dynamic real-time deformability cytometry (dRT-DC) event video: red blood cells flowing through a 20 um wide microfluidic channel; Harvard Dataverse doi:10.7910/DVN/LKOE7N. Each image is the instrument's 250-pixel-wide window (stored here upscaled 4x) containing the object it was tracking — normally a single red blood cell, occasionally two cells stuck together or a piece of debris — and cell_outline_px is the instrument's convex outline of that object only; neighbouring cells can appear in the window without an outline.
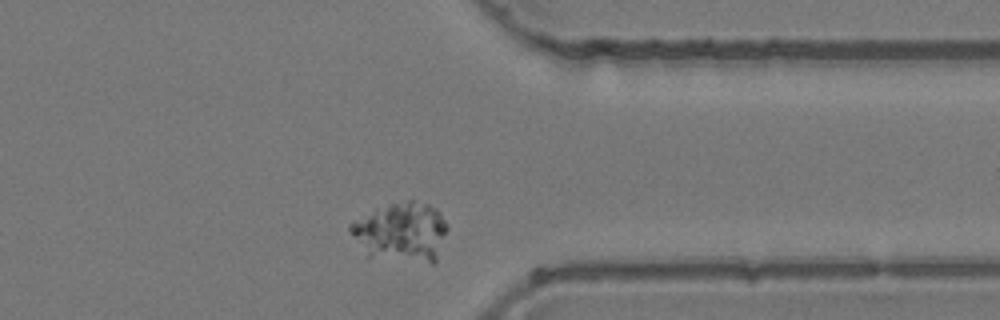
{"species": "common noctule bat (a hibernating species)", "species_latin": "Nyctalus noctula", "temperature_condition": "room temperature", "stored_images_in_passage": 31, "camera_frame_rate_fps": 3000, "um_per_image_px": 0.085, "animal": {"sex": "female", "body_mass_g": 24.6, "forearm_length_mm": 56.2}, "frame": {"image": 1, "passage_image": 27, "time_ms": 8.667, "image_size_px": [1000, 320], "cell_outline_px": [[448, 228], [436, 264], [432, 264], [368, 256], [348, 228], [348, 224], [352, 220], [388, 204], [412, 196], [436, 208], [444, 220]], "centroid_in_image_um": [34.16, 19.69], "position_along_channel_um": 377.2, "area_um2": 34.04}}